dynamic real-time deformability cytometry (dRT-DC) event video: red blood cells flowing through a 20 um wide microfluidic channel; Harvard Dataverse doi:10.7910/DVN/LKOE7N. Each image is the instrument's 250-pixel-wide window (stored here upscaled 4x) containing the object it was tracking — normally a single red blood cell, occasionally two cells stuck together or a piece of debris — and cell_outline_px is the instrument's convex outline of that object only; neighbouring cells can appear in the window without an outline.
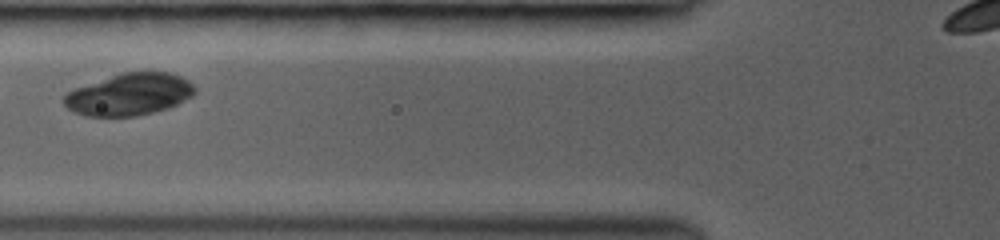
{"species": "common noctule bat (a hibernating species)", "species_latin": "Nyctalus noctula", "temperature_condition": "room temperature", "stored_images_in_passage": 19, "camera_frame_rate_fps": 3000, "um_per_image_px": 0.085, "animal": {"sex": "female", "body_mass_g": 19.0, "forearm_length_mm": 53.3}, "frame": {"image": 1, "passage_image": 3, "time_ms": 1.333, "image_size_px": [1000, 240], "cell_outline_px": [[196, 92], [192, 96], [168, 108], [136, 116], [84, 116], [72, 112], [64, 104], [64, 96], [72, 88], [120, 72], [172, 72], [188, 80], [196, 88]], "centroid_in_image_um": [10.96, 8.01], "position_along_channel_um": 114.8, "area_um2": 32.25}}